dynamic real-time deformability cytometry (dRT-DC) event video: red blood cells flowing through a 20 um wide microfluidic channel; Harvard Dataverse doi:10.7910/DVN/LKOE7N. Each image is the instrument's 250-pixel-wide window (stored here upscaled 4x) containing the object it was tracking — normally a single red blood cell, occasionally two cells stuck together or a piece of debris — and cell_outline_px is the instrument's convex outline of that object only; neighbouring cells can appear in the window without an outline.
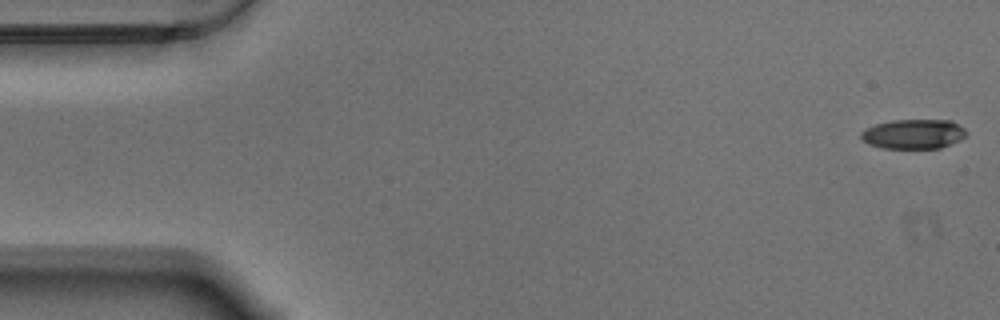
{"species": "Egyptian fruit bat (a non-hibernating species)", "species_latin": "Rousettus aegyptiacus", "temperature_condition": "warm", "stored_images_in_passage": 57, "camera_frame_rate_fps": 3000, "um_per_image_px": 0.085, "animal": {"sex": "male"}, "frame": {"image": 1, "passage_image": 1, "time_ms": 0.0, "image_size_px": [1000, 320], "cell_outline_px": [[968, 132], [964, 136], [940, 148], [884, 148], [868, 144], [860, 136], [860, 132], [876, 124], [892, 120], [952, 120], [964, 128]], "centroid_in_image_um": [77.63, 11.38], "position_along_channel_um": 7.4, "area_um2": 17.92}}
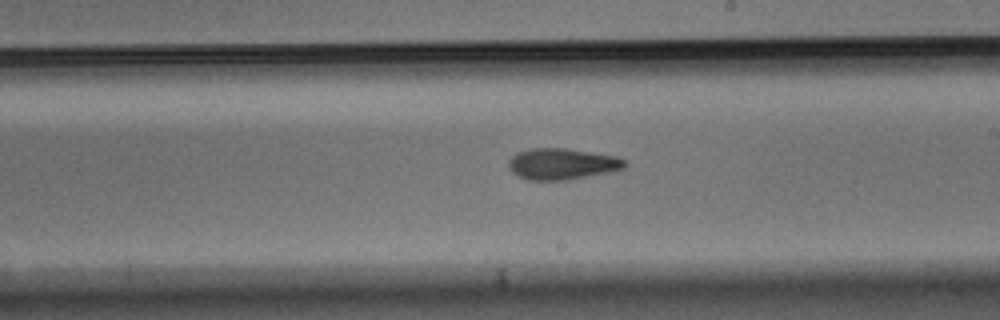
{"frame": {"image": 2, "passage_image": 32, "time_ms": 10.333, "image_size_px": [1000, 320], "cell_outline_px": [[628, 164], [624, 168], [612, 172], [568, 180], [528, 180], [516, 176], [508, 168], [508, 160], [516, 152], [532, 148], [568, 148], [616, 156], [624, 160]], "centroid_in_image_um": [47.76, 13.94], "position_along_channel_um": 241.2, "area_um2": 21.5}}
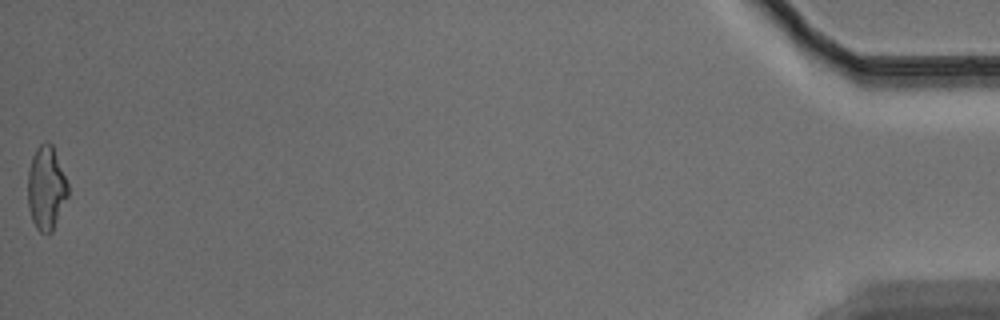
{"frame": {"image": 3, "passage_image": 57, "time_ms": 18.667, "image_size_px": [1000, 320], "cell_outline_px": [[68, 196], [52, 232], [48, 236], [40, 232], [36, 228], [32, 220], [28, 208], [28, 172], [32, 156], [36, 148], [44, 140], [48, 140], [52, 144], [68, 184]], "centroid_in_image_um": [3.92, 15.99], "position_along_channel_um": 431.3, "area_um2": 19.77}, "authors_computed_cell_mechanics": {"area_um2": 20.2878, "velocity_mm_per_s": 3.5207, "shape_relaxation_time_tau1_ms": 6.6572, "shape_relaxation_time_tau2_ms": 6.8034, "deformation_change_tau1": 0.1941, "deformation_change_tau2": 0.1712}}